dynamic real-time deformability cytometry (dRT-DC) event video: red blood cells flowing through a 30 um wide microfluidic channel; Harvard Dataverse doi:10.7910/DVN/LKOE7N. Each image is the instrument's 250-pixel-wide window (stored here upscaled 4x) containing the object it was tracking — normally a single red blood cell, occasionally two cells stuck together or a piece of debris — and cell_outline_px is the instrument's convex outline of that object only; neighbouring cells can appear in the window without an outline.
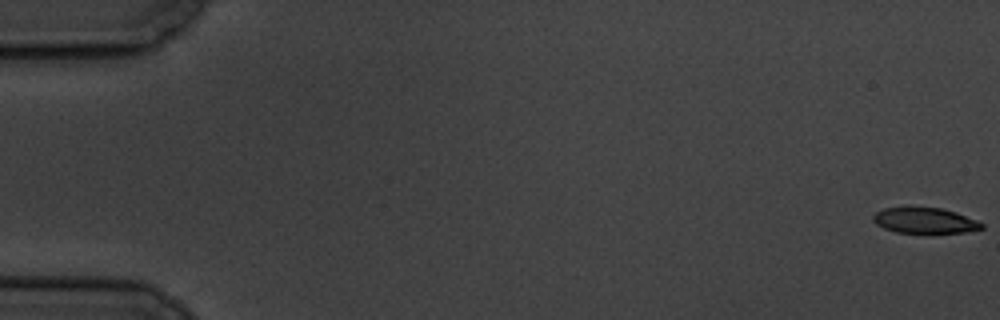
{"species": "common noctule bat (a hibernating species)", "species_latin": "Nyctalus noctula", "temperature_condition": "cold", "stored_images_in_passage": 14, "camera_frame_rate_fps": 3000, "um_per_image_px": 0.085, "animal": {"sex": "male", "body_mass_g": 19.5, "forearm_length_mm": 54.6}, "frame": {"image": 1, "passage_image": 1, "time_ms": 0.0, "image_size_px": [1000, 320], "cell_outline_px": [[984, 228], [964, 232], [896, 232], [884, 228], [876, 224], [872, 220], [872, 216], [876, 212], [884, 208], [908, 204], [940, 208], [956, 212], [976, 220], [984, 224]], "centroid_in_image_um": [78.54, 18.69], "position_along_channel_um": 6.5, "area_um2": 16.65}}
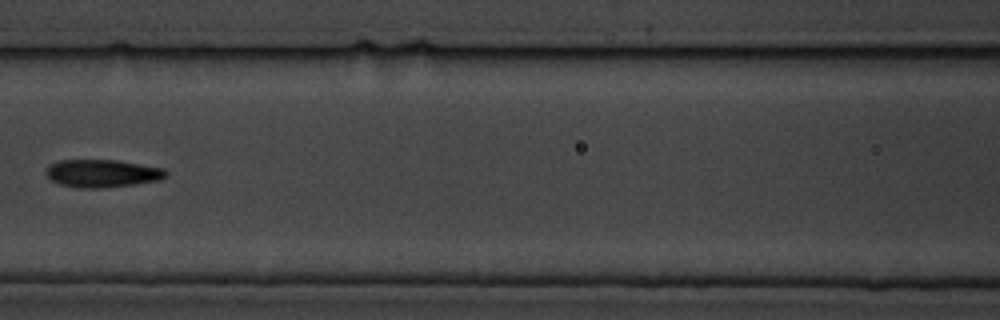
{"frame": {"image": 2, "passage_image": 8, "time_ms": 9.0, "image_size_px": [1000, 320], "cell_outline_px": [[168, 176], [160, 180], [136, 184], [104, 188], [80, 188], [60, 184], [52, 180], [44, 172], [52, 164], [60, 160], [116, 160], [164, 168], [168, 172]], "centroid_in_image_um": [8.74, 14.74], "position_along_channel_um": 157.9, "area_um2": 19.42}}
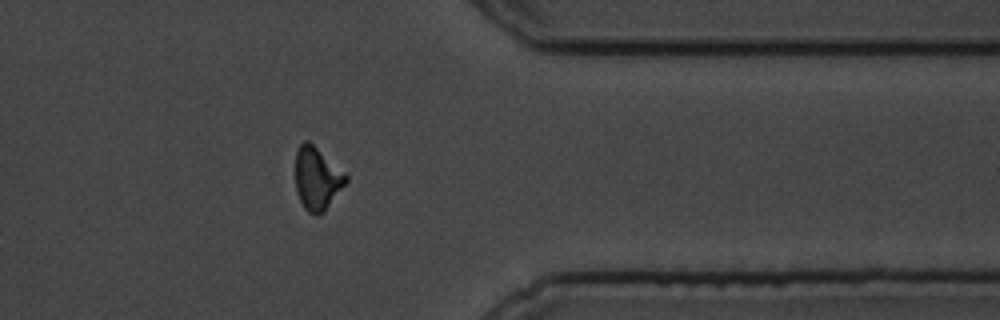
{"frame": {"image": 3, "passage_image": 14, "time_ms": 16.0, "image_size_px": [1000, 320], "cell_outline_px": [[348, 180], [324, 212], [316, 216], [308, 212], [304, 208], [296, 192], [296, 152], [300, 144], [304, 140], [308, 140], [344, 172], [348, 176]], "centroid_in_image_um": [26.94, 15.19], "position_along_channel_um": 384.5, "area_um2": 18.32}, "authors_computed_cell_mechanics": {"area_um2": 18.4093, "velocity_mm_per_s": 3.4, "shape_relaxation_time_tau1_ms": 3.9443, "shape_relaxation_time_tau2_ms": 5.8328, "deformation_change_tau1": 0.1276, "deformation_change_tau2": 0.1443}}